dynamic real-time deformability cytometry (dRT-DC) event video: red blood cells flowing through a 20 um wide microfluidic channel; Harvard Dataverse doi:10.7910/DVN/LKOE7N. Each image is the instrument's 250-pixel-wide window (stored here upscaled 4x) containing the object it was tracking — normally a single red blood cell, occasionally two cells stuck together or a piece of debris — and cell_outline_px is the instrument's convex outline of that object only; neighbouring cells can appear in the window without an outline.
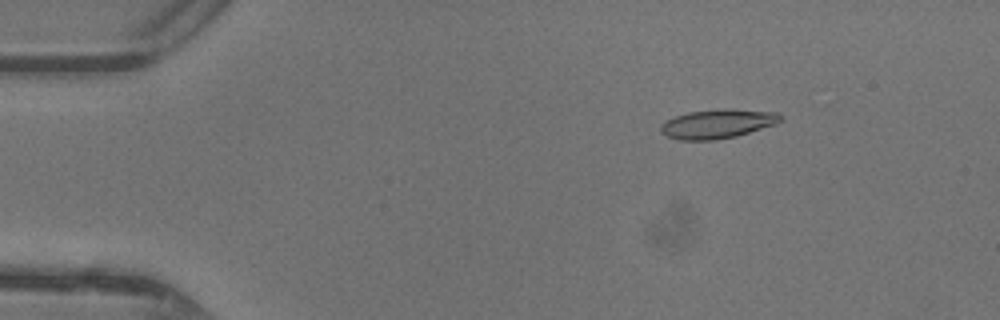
{"species": "common noctule bat (a hibernating species)", "species_latin": "Nyctalus noctula", "temperature_condition": "warm", "stored_images_in_passage": 47, "camera_frame_rate_fps": 3000, "um_per_image_px": 0.085, "animal": {"sex": "female"}, "frame": {"image": 1, "passage_image": 7, "time_ms": 2.0, "image_size_px": [1000, 320], "cell_outline_px": [[784, 120], [776, 124], [736, 136], [716, 140], [680, 140], [668, 136], [660, 132], [660, 124], [676, 116], [688, 112], [780, 112], [784, 116]], "centroid_in_image_um": [60.98, 10.59], "position_along_channel_um": 24.0, "area_um2": 19.19}}
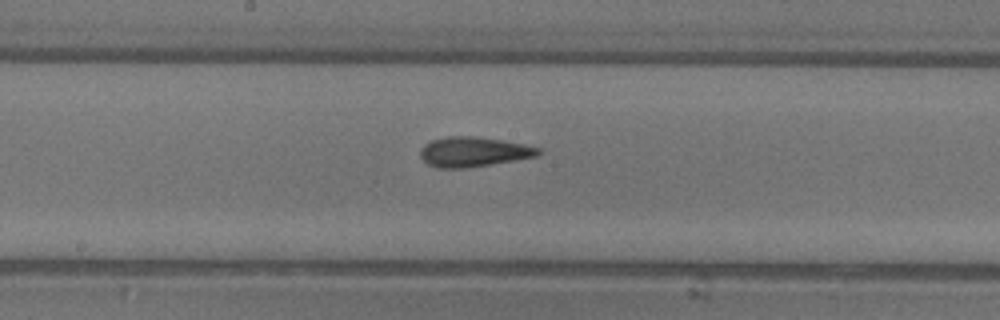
{"frame": {"image": 2, "passage_image": 25, "time_ms": 8.0, "image_size_px": [1000, 320], "cell_outline_px": [[540, 152], [536, 156], [464, 168], [436, 168], [428, 164], [420, 156], [420, 148], [424, 144], [432, 140], [448, 136], [472, 136], [500, 140], [524, 144], [540, 148]], "centroid_in_image_um": [40.18, 12.9], "position_along_channel_um": 208.0, "area_um2": 20.17}}
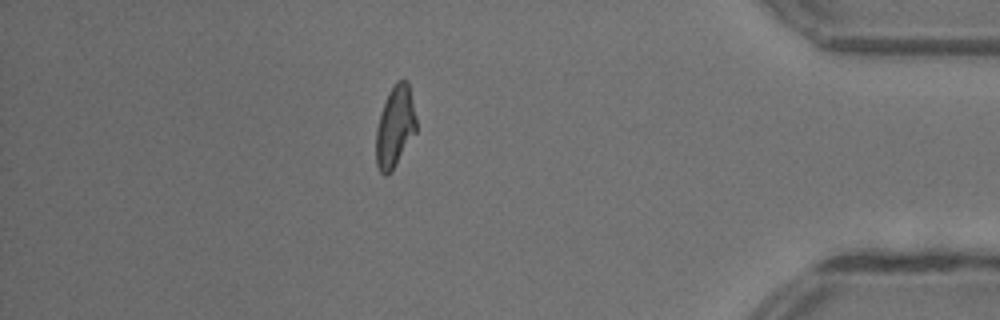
{"frame": {"image": 3, "passage_image": 41, "time_ms": 13.333, "image_size_px": [1000, 320], "cell_outline_px": [[416, 132], [392, 168], [384, 176], [380, 172], [376, 164], [376, 128], [388, 92], [396, 80], [408, 80], [416, 120]], "centroid_in_image_um": [33.57, 10.72], "position_along_channel_um": 401.6, "area_um2": 18.61}, "authors_computed_cell_mechanics": {"area_um2": 19.7676, "velocity_mm_per_s": 4.4134, "shape_relaxation_time_tau1_ms": 8.1872, "shape_relaxation_time_tau2_ms": 1.9331, "deformation_change_tau1": 0.2639, "deformation_change_tau2": 0.113}}